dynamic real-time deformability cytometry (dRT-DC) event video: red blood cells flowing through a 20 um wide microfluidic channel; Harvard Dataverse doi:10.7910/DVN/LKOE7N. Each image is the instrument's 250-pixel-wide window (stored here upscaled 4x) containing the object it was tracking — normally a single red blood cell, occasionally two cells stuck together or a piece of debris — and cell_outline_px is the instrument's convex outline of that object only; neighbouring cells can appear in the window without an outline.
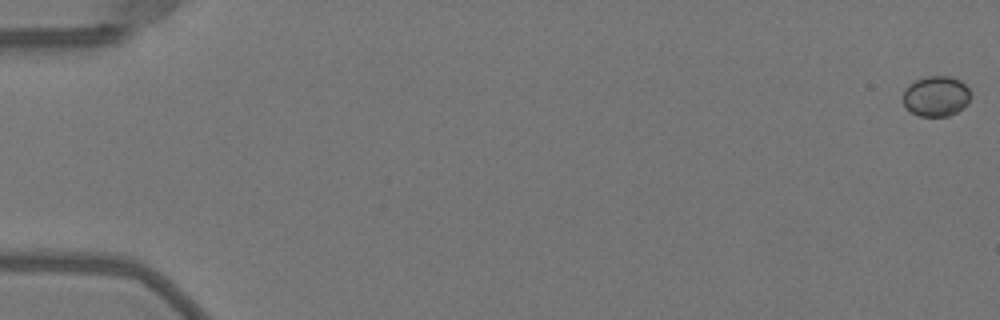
{"species": "Egyptian fruit bat (a non-hibernating species)", "species_latin": "Rousettus aegyptiacus", "temperature_condition": "warm", "stored_images_in_passage": 52, "camera_frame_rate_fps": 3000, "um_per_image_px": 0.085, "animal": {"sex": "female"}, "frame": {"image": 1, "passage_image": 1, "time_ms": 0.0, "image_size_px": [1000, 320], "cell_outline_px": [[968, 104], [964, 108], [948, 116], [920, 116], [904, 108], [904, 88], [908, 84], [916, 80], [928, 76], [952, 76], [960, 80], [968, 88]], "centroid_in_image_um": [79.55, 8.17], "position_along_channel_um": 5.5, "area_um2": 15.9}}
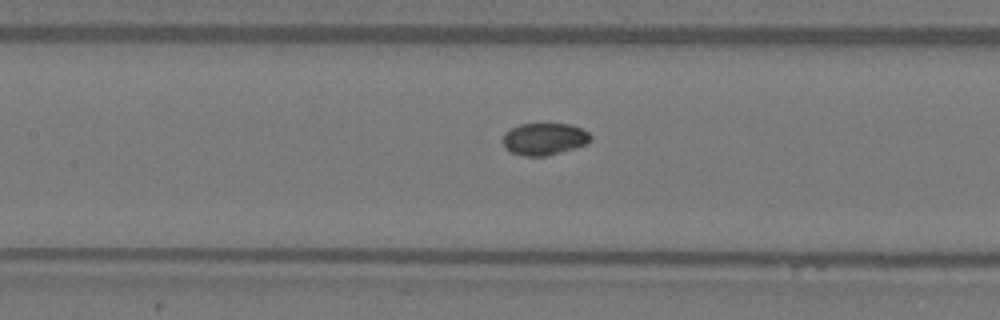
{"frame": {"image": 2, "passage_image": 25, "time_ms": 8.0, "image_size_px": [1000, 320], "cell_outline_px": [[592, 140], [584, 144], [560, 152], [544, 156], [528, 156], [512, 152], [504, 144], [504, 136], [512, 128], [520, 124], [572, 124], [588, 132], [592, 136]], "centroid_in_image_um": [46.31, 11.8], "position_along_channel_um": 161.1, "area_um2": 15.9}}
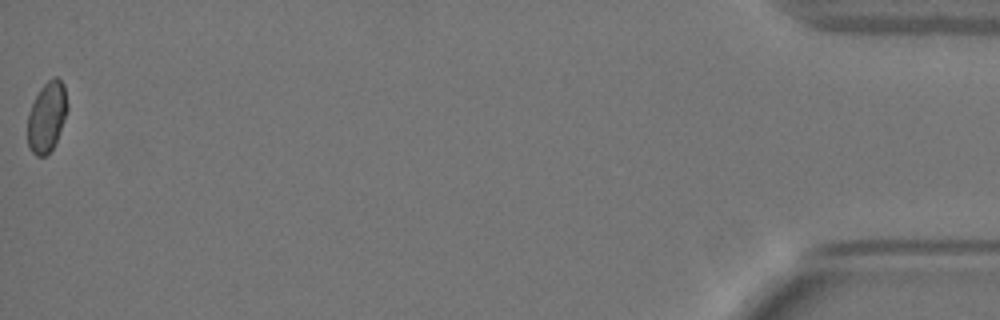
{"frame": {"image": 3, "passage_image": 52, "time_ms": 17.0, "image_size_px": [1000, 320], "cell_outline_px": [[68, 108], [56, 140], [52, 148], [44, 156], [36, 156], [28, 148], [28, 112], [40, 88], [52, 76], [56, 76], [64, 84], [68, 104]], "centroid_in_image_um": [3.98, 9.9], "position_along_channel_um": 431.2, "area_um2": 16.18}, "authors_computed_cell_mechanics": {"area_um2": 16.5886, "velocity_mm_per_s": 4.0456, "shape_relaxation_time_tau1_ms": null, "shape_relaxation_time_tau2_ms": 2.9169, "deformation_change_tau1": null, "deformation_change_tau2": 0.0337}}